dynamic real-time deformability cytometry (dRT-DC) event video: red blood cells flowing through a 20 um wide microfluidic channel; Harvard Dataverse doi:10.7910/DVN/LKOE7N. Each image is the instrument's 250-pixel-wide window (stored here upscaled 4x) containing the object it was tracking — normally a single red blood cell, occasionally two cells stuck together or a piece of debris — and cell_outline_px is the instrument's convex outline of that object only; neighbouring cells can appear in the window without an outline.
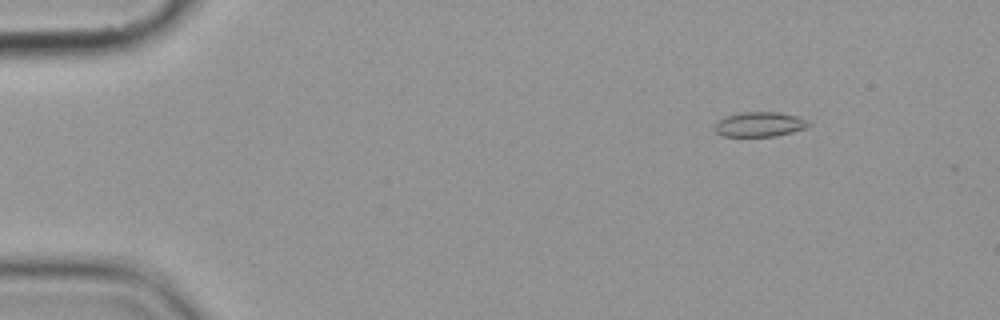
{"species": "common noctule bat (a hibernating species)", "species_latin": "Nyctalus noctula", "temperature_condition": "cold", "stored_images_in_passage": 4, "camera_frame_rate_fps": 3000, "um_per_image_px": 0.085, "animal": {"sex": "female", "body_mass_g": 19.9}, "frame": {"image": 1, "passage_image": 2, "time_ms": 1.333, "image_size_px": [1000, 320], "cell_outline_px": [[812, 124], [804, 128], [792, 132], [776, 136], [724, 136], [716, 132], [712, 128], [724, 116], [740, 112], [780, 112], [796, 116], [808, 120]], "centroid_in_image_um": [64.56, 10.56], "position_along_channel_um": 20.4, "area_um2": 13.58}}